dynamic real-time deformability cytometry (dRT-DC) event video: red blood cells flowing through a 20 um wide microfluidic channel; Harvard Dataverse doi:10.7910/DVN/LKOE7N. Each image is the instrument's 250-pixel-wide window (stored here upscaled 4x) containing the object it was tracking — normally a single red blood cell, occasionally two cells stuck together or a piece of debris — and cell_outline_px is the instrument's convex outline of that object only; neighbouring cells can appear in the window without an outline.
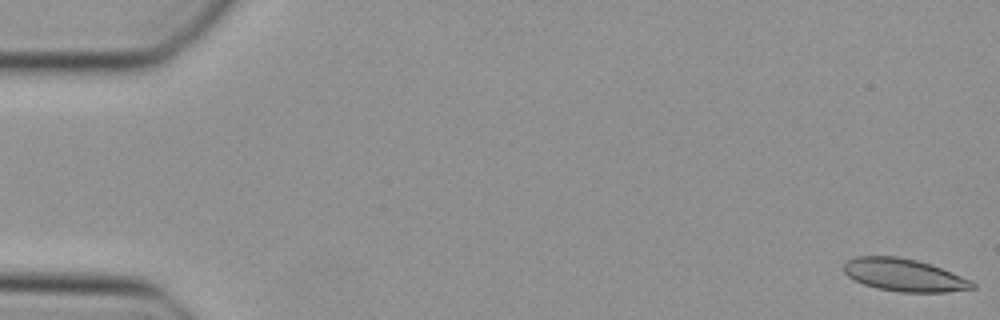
{"species": "Egyptian fruit bat (a non-hibernating species)", "species_latin": "Rousettus aegyptiacus", "temperature_condition": "cold", "stored_images_in_passage": 48, "camera_frame_rate_fps": 3000, "um_per_image_px": 0.085, "animal": {"sex": "female"}, "frame": {"image": 1, "passage_image": 1, "time_ms": 0.0, "image_size_px": [1000, 320], "cell_outline_px": [[976, 288], [948, 292], [900, 292], [876, 288], [864, 284], [848, 276], [844, 272], [844, 264], [848, 260], [856, 256], [896, 256], [916, 260], [952, 272], [972, 280], [976, 284]], "centroid_in_image_um": [76.87, 23.38], "position_along_channel_um": 8.1, "area_um2": 24.33}}
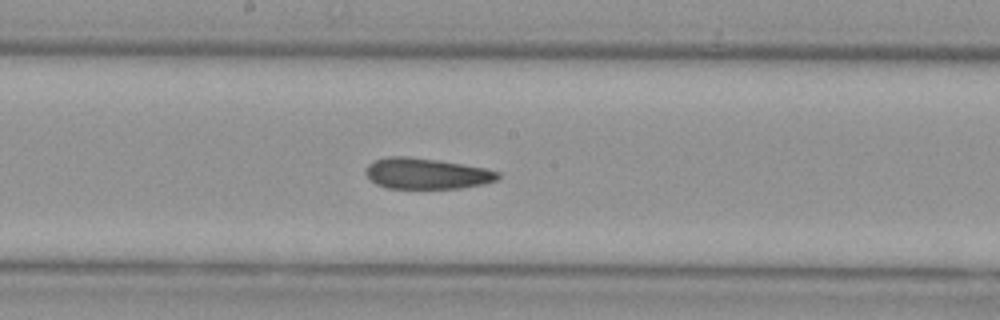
{"frame": {"image": 2, "passage_image": 26, "time_ms": 8.333, "image_size_px": [1000, 320], "cell_outline_px": [[500, 176], [496, 180], [484, 184], [460, 188], [388, 188], [376, 184], [364, 172], [364, 168], [368, 164], [376, 160], [388, 156], [404, 156], [436, 160], [488, 168], [500, 172]], "centroid_in_image_um": [36.26, 14.75], "position_along_channel_um": 211.9, "area_um2": 23.76}}
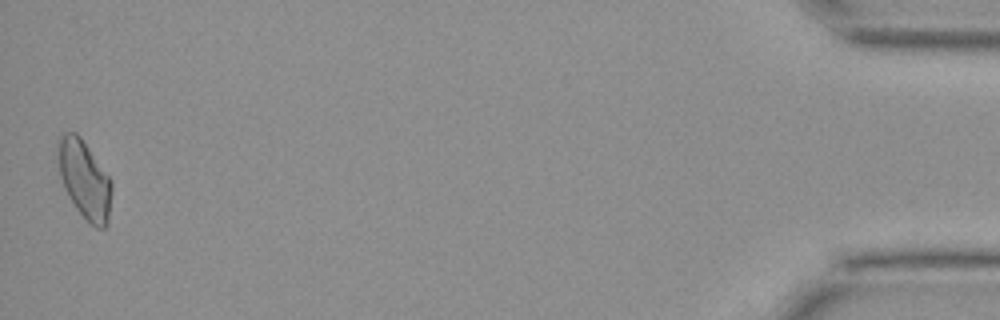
{"frame": {"image": 3, "passage_image": 48, "time_ms": 15.667, "image_size_px": [1000, 320], "cell_outline_px": [[112, 192], [108, 224], [104, 228], [96, 228], [88, 224], [76, 208], [68, 196], [64, 188], [60, 176], [56, 156], [56, 144], [60, 136], [64, 132], [76, 132], [80, 136], [112, 180]], "centroid_in_image_um": [7.17, 15.26], "position_along_channel_um": 428.0, "area_um2": 25.03}}